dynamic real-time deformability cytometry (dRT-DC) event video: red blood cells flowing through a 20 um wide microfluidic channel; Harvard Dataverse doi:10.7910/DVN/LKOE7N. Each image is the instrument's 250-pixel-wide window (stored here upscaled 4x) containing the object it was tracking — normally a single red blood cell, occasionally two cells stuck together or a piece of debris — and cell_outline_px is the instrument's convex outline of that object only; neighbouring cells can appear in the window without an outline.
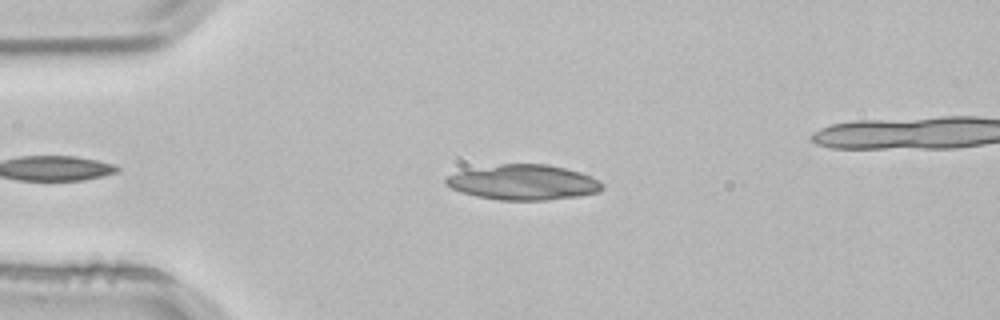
{"species": "common noctule bat (a hibernating species)", "species_latin": "Nyctalus noctula", "temperature_condition": "room temperature", "stored_images_in_passage": 2, "camera_frame_rate_fps": 3000, "um_per_image_px": 0.085, "animal": {"sex": "male", "body_mass_g": 21.5, "forearm_length_mm": 52.0}, "frame": {"image": 1, "passage_image": 1, "time_ms": 0.0, "image_size_px": [1000, 320], "cell_outline_px": [[604, 188], [600, 192], [580, 196], [544, 200], [500, 200], [476, 196], [452, 188], [444, 184], [444, 180], [448, 176], [456, 172], [500, 164], [548, 164], [580, 172], [600, 180], [604, 184]], "centroid_in_image_um": [44.54, 15.5], "position_along_channel_um": 40.5, "area_um2": 31.96}}